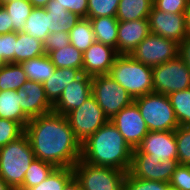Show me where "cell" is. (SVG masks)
Here are the masks:
<instances>
[{
	"instance_id": "cell-1",
	"label": "cell",
	"mask_w": 190,
	"mask_h": 190,
	"mask_svg": "<svg viewBox=\"0 0 190 190\" xmlns=\"http://www.w3.org/2000/svg\"><path fill=\"white\" fill-rule=\"evenodd\" d=\"M25 134L37 159L68 168L81 159V143L64 115L51 112L33 117L25 127Z\"/></svg>"
},
{
	"instance_id": "cell-2",
	"label": "cell",
	"mask_w": 190,
	"mask_h": 190,
	"mask_svg": "<svg viewBox=\"0 0 190 190\" xmlns=\"http://www.w3.org/2000/svg\"><path fill=\"white\" fill-rule=\"evenodd\" d=\"M133 149L118 129L108 121L81 144V160L96 166L128 172Z\"/></svg>"
},
{
	"instance_id": "cell-3",
	"label": "cell",
	"mask_w": 190,
	"mask_h": 190,
	"mask_svg": "<svg viewBox=\"0 0 190 190\" xmlns=\"http://www.w3.org/2000/svg\"><path fill=\"white\" fill-rule=\"evenodd\" d=\"M35 158L30 141L24 133L0 148V177L13 190H17L23 184L25 173Z\"/></svg>"
},
{
	"instance_id": "cell-4",
	"label": "cell",
	"mask_w": 190,
	"mask_h": 190,
	"mask_svg": "<svg viewBox=\"0 0 190 190\" xmlns=\"http://www.w3.org/2000/svg\"><path fill=\"white\" fill-rule=\"evenodd\" d=\"M107 75L133 99L153 93L152 67L134 60L130 55H119Z\"/></svg>"
},
{
	"instance_id": "cell-5",
	"label": "cell",
	"mask_w": 190,
	"mask_h": 190,
	"mask_svg": "<svg viewBox=\"0 0 190 190\" xmlns=\"http://www.w3.org/2000/svg\"><path fill=\"white\" fill-rule=\"evenodd\" d=\"M149 131H174L179 127L168 95L150 93L134 99Z\"/></svg>"
},
{
	"instance_id": "cell-6",
	"label": "cell",
	"mask_w": 190,
	"mask_h": 190,
	"mask_svg": "<svg viewBox=\"0 0 190 190\" xmlns=\"http://www.w3.org/2000/svg\"><path fill=\"white\" fill-rule=\"evenodd\" d=\"M81 190H123L127 172L105 166H96L81 159L72 168Z\"/></svg>"
},
{
	"instance_id": "cell-7",
	"label": "cell",
	"mask_w": 190,
	"mask_h": 190,
	"mask_svg": "<svg viewBox=\"0 0 190 190\" xmlns=\"http://www.w3.org/2000/svg\"><path fill=\"white\" fill-rule=\"evenodd\" d=\"M92 95L108 120L134 102L131 95L109 75L92 77Z\"/></svg>"
},
{
	"instance_id": "cell-8",
	"label": "cell",
	"mask_w": 190,
	"mask_h": 190,
	"mask_svg": "<svg viewBox=\"0 0 190 190\" xmlns=\"http://www.w3.org/2000/svg\"><path fill=\"white\" fill-rule=\"evenodd\" d=\"M152 74L154 93L169 95L190 88V70L179 55L152 67Z\"/></svg>"
},
{
	"instance_id": "cell-9",
	"label": "cell",
	"mask_w": 190,
	"mask_h": 190,
	"mask_svg": "<svg viewBox=\"0 0 190 190\" xmlns=\"http://www.w3.org/2000/svg\"><path fill=\"white\" fill-rule=\"evenodd\" d=\"M66 118L75 138L81 144L109 121L93 95L80 107L70 111Z\"/></svg>"
},
{
	"instance_id": "cell-10",
	"label": "cell",
	"mask_w": 190,
	"mask_h": 190,
	"mask_svg": "<svg viewBox=\"0 0 190 190\" xmlns=\"http://www.w3.org/2000/svg\"><path fill=\"white\" fill-rule=\"evenodd\" d=\"M179 53V44L174 40L150 33L130 54L145 65L154 67L174 59Z\"/></svg>"
},
{
	"instance_id": "cell-11",
	"label": "cell",
	"mask_w": 190,
	"mask_h": 190,
	"mask_svg": "<svg viewBox=\"0 0 190 190\" xmlns=\"http://www.w3.org/2000/svg\"><path fill=\"white\" fill-rule=\"evenodd\" d=\"M179 165L178 160H160L133 149L131 166L128 173L143 180L170 182L173 172Z\"/></svg>"
},
{
	"instance_id": "cell-12",
	"label": "cell",
	"mask_w": 190,
	"mask_h": 190,
	"mask_svg": "<svg viewBox=\"0 0 190 190\" xmlns=\"http://www.w3.org/2000/svg\"><path fill=\"white\" fill-rule=\"evenodd\" d=\"M109 121L118 129L132 149L137 148L149 132L139 108L134 102L123 108Z\"/></svg>"
},
{
	"instance_id": "cell-13",
	"label": "cell",
	"mask_w": 190,
	"mask_h": 190,
	"mask_svg": "<svg viewBox=\"0 0 190 190\" xmlns=\"http://www.w3.org/2000/svg\"><path fill=\"white\" fill-rule=\"evenodd\" d=\"M148 22L150 33L174 40L178 44L187 37L185 13L171 14L153 6Z\"/></svg>"
},
{
	"instance_id": "cell-14",
	"label": "cell",
	"mask_w": 190,
	"mask_h": 190,
	"mask_svg": "<svg viewBox=\"0 0 190 190\" xmlns=\"http://www.w3.org/2000/svg\"><path fill=\"white\" fill-rule=\"evenodd\" d=\"M137 149L152 158L164 162L178 160V151L174 131H149Z\"/></svg>"
},
{
	"instance_id": "cell-15",
	"label": "cell",
	"mask_w": 190,
	"mask_h": 190,
	"mask_svg": "<svg viewBox=\"0 0 190 190\" xmlns=\"http://www.w3.org/2000/svg\"><path fill=\"white\" fill-rule=\"evenodd\" d=\"M92 95V77L82 73L63 90L53 105V112L66 116L80 107Z\"/></svg>"
},
{
	"instance_id": "cell-16",
	"label": "cell",
	"mask_w": 190,
	"mask_h": 190,
	"mask_svg": "<svg viewBox=\"0 0 190 190\" xmlns=\"http://www.w3.org/2000/svg\"><path fill=\"white\" fill-rule=\"evenodd\" d=\"M17 94L22 111L30 119L53 112V105L47 99L42 83L27 80Z\"/></svg>"
},
{
	"instance_id": "cell-17",
	"label": "cell",
	"mask_w": 190,
	"mask_h": 190,
	"mask_svg": "<svg viewBox=\"0 0 190 190\" xmlns=\"http://www.w3.org/2000/svg\"><path fill=\"white\" fill-rule=\"evenodd\" d=\"M118 56L115 48L95 41L83 52V73L91 77L107 75Z\"/></svg>"
},
{
	"instance_id": "cell-18",
	"label": "cell",
	"mask_w": 190,
	"mask_h": 190,
	"mask_svg": "<svg viewBox=\"0 0 190 190\" xmlns=\"http://www.w3.org/2000/svg\"><path fill=\"white\" fill-rule=\"evenodd\" d=\"M149 34L148 19L119 22L117 53L119 55H130Z\"/></svg>"
},
{
	"instance_id": "cell-19",
	"label": "cell",
	"mask_w": 190,
	"mask_h": 190,
	"mask_svg": "<svg viewBox=\"0 0 190 190\" xmlns=\"http://www.w3.org/2000/svg\"><path fill=\"white\" fill-rule=\"evenodd\" d=\"M81 74L82 71L76 68H55L53 76L42 83L49 102L54 105L65 87L76 80Z\"/></svg>"
},
{
	"instance_id": "cell-20",
	"label": "cell",
	"mask_w": 190,
	"mask_h": 190,
	"mask_svg": "<svg viewBox=\"0 0 190 190\" xmlns=\"http://www.w3.org/2000/svg\"><path fill=\"white\" fill-rule=\"evenodd\" d=\"M48 12V29L50 33L66 32L69 33L80 20L81 17L67 11L63 6L57 4V1L51 0L45 7Z\"/></svg>"
},
{
	"instance_id": "cell-21",
	"label": "cell",
	"mask_w": 190,
	"mask_h": 190,
	"mask_svg": "<svg viewBox=\"0 0 190 190\" xmlns=\"http://www.w3.org/2000/svg\"><path fill=\"white\" fill-rule=\"evenodd\" d=\"M17 90L0 91V118L18 122L24 129L30 118L22 111Z\"/></svg>"
},
{
	"instance_id": "cell-22",
	"label": "cell",
	"mask_w": 190,
	"mask_h": 190,
	"mask_svg": "<svg viewBox=\"0 0 190 190\" xmlns=\"http://www.w3.org/2000/svg\"><path fill=\"white\" fill-rule=\"evenodd\" d=\"M92 24L95 41L117 50L118 25L116 17L88 18Z\"/></svg>"
},
{
	"instance_id": "cell-23",
	"label": "cell",
	"mask_w": 190,
	"mask_h": 190,
	"mask_svg": "<svg viewBox=\"0 0 190 190\" xmlns=\"http://www.w3.org/2000/svg\"><path fill=\"white\" fill-rule=\"evenodd\" d=\"M154 0H120L116 18L119 22L148 19Z\"/></svg>"
},
{
	"instance_id": "cell-24",
	"label": "cell",
	"mask_w": 190,
	"mask_h": 190,
	"mask_svg": "<svg viewBox=\"0 0 190 190\" xmlns=\"http://www.w3.org/2000/svg\"><path fill=\"white\" fill-rule=\"evenodd\" d=\"M45 54L43 42L24 32L17 33L15 42V64H21L29 59H34Z\"/></svg>"
},
{
	"instance_id": "cell-25",
	"label": "cell",
	"mask_w": 190,
	"mask_h": 190,
	"mask_svg": "<svg viewBox=\"0 0 190 190\" xmlns=\"http://www.w3.org/2000/svg\"><path fill=\"white\" fill-rule=\"evenodd\" d=\"M28 80L43 83L53 76L55 66L48 54L21 63Z\"/></svg>"
},
{
	"instance_id": "cell-26",
	"label": "cell",
	"mask_w": 190,
	"mask_h": 190,
	"mask_svg": "<svg viewBox=\"0 0 190 190\" xmlns=\"http://www.w3.org/2000/svg\"><path fill=\"white\" fill-rule=\"evenodd\" d=\"M2 6L10 16V33L23 32L26 20L34 8L33 5L28 0H12Z\"/></svg>"
},
{
	"instance_id": "cell-27",
	"label": "cell",
	"mask_w": 190,
	"mask_h": 190,
	"mask_svg": "<svg viewBox=\"0 0 190 190\" xmlns=\"http://www.w3.org/2000/svg\"><path fill=\"white\" fill-rule=\"evenodd\" d=\"M48 56L55 68H76L83 73V53L71 44L51 51Z\"/></svg>"
},
{
	"instance_id": "cell-28",
	"label": "cell",
	"mask_w": 190,
	"mask_h": 190,
	"mask_svg": "<svg viewBox=\"0 0 190 190\" xmlns=\"http://www.w3.org/2000/svg\"><path fill=\"white\" fill-rule=\"evenodd\" d=\"M23 32L41 42L50 34L48 29V12L45 8L34 7L26 20Z\"/></svg>"
},
{
	"instance_id": "cell-29",
	"label": "cell",
	"mask_w": 190,
	"mask_h": 190,
	"mask_svg": "<svg viewBox=\"0 0 190 190\" xmlns=\"http://www.w3.org/2000/svg\"><path fill=\"white\" fill-rule=\"evenodd\" d=\"M69 36L70 44L82 53L95 42L92 24L88 18H81V20L70 29Z\"/></svg>"
},
{
	"instance_id": "cell-30",
	"label": "cell",
	"mask_w": 190,
	"mask_h": 190,
	"mask_svg": "<svg viewBox=\"0 0 190 190\" xmlns=\"http://www.w3.org/2000/svg\"><path fill=\"white\" fill-rule=\"evenodd\" d=\"M27 80L21 64L7 63L0 70V91L18 90Z\"/></svg>"
},
{
	"instance_id": "cell-31",
	"label": "cell",
	"mask_w": 190,
	"mask_h": 190,
	"mask_svg": "<svg viewBox=\"0 0 190 190\" xmlns=\"http://www.w3.org/2000/svg\"><path fill=\"white\" fill-rule=\"evenodd\" d=\"M55 168L53 164L35 158L25 173L23 184L17 190H26L37 186L47 179Z\"/></svg>"
},
{
	"instance_id": "cell-32",
	"label": "cell",
	"mask_w": 190,
	"mask_h": 190,
	"mask_svg": "<svg viewBox=\"0 0 190 190\" xmlns=\"http://www.w3.org/2000/svg\"><path fill=\"white\" fill-rule=\"evenodd\" d=\"M179 126L190 125V88L168 95Z\"/></svg>"
},
{
	"instance_id": "cell-33",
	"label": "cell",
	"mask_w": 190,
	"mask_h": 190,
	"mask_svg": "<svg viewBox=\"0 0 190 190\" xmlns=\"http://www.w3.org/2000/svg\"><path fill=\"white\" fill-rule=\"evenodd\" d=\"M74 177L73 169L56 167L43 182L26 190H63L65 185Z\"/></svg>"
},
{
	"instance_id": "cell-34",
	"label": "cell",
	"mask_w": 190,
	"mask_h": 190,
	"mask_svg": "<svg viewBox=\"0 0 190 190\" xmlns=\"http://www.w3.org/2000/svg\"><path fill=\"white\" fill-rule=\"evenodd\" d=\"M120 0H88V18L116 17Z\"/></svg>"
},
{
	"instance_id": "cell-35",
	"label": "cell",
	"mask_w": 190,
	"mask_h": 190,
	"mask_svg": "<svg viewBox=\"0 0 190 190\" xmlns=\"http://www.w3.org/2000/svg\"><path fill=\"white\" fill-rule=\"evenodd\" d=\"M175 138L178 151V163L190 165V125L179 126L175 130Z\"/></svg>"
},
{
	"instance_id": "cell-36",
	"label": "cell",
	"mask_w": 190,
	"mask_h": 190,
	"mask_svg": "<svg viewBox=\"0 0 190 190\" xmlns=\"http://www.w3.org/2000/svg\"><path fill=\"white\" fill-rule=\"evenodd\" d=\"M25 133V129L9 119L0 118V148L18 139Z\"/></svg>"
},
{
	"instance_id": "cell-37",
	"label": "cell",
	"mask_w": 190,
	"mask_h": 190,
	"mask_svg": "<svg viewBox=\"0 0 190 190\" xmlns=\"http://www.w3.org/2000/svg\"><path fill=\"white\" fill-rule=\"evenodd\" d=\"M169 188L170 185L167 182L143 180L132 177L127 172L123 190H168Z\"/></svg>"
},
{
	"instance_id": "cell-38",
	"label": "cell",
	"mask_w": 190,
	"mask_h": 190,
	"mask_svg": "<svg viewBox=\"0 0 190 190\" xmlns=\"http://www.w3.org/2000/svg\"><path fill=\"white\" fill-rule=\"evenodd\" d=\"M15 42H17V32L0 35V57L6 63H15Z\"/></svg>"
},
{
	"instance_id": "cell-39",
	"label": "cell",
	"mask_w": 190,
	"mask_h": 190,
	"mask_svg": "<svg viewBox=\"0 0 190 190\" xmlns=\"http://www.w3.org/2000/svg\"><path fill=\"white\" fill-rule=\"evenodd\" d=\"M169 185L176 190H190V165H178L172 174Z\"/></svg>"
},
{
	"instance_id": "cell-40",
	"label": "cell",
	"mask_w": 190,
	"mask_h": 190,
	"mask_svg": "<svg viewBox=\"0 0 190 190\" xmlns=\"http://www.w3.org/2000/svg\"><path fill=\"white\" fill-rule=\"evenodd\" d=\"M68 44H70L69 33L62 31L50 33L43 41L45 54H49L56 49L64 48Z\"/></svg>"
},
{
	"instance_id": "cell-41",
	"label": "cell",
	"mask_w": 190,
	"mask_h": 190,
	"mask_svg": "<svg viewBox=\"0 0 190 190\" xmlns=\"http://www.w3.org/2000/svg\"><path fill=\"white\" fill-rule=\"evenodd\" d=\"M189 0H154L153 6L163 12L178 14L185 13Z\"/></svg>"
},
{
	"instance_id": "cell-42",
	"label": "cell",
	"mask_w": 190,
	"mask_h": 190,
	"mask_svg": "<svg viewBox=\"0 0 190 190\" xmlns=\"http://www.w3.org/2000/svg\"><path fill=\"white\" fill-rule=\"evenodd\" d=\"M67 11L78 15L81 18H88V0H55Z\"/></svg>"
},
{
	"instance_id": "cell-43",
	"label": "cell",
	"mask_w": 190,
	"mask_h": 190,
	"mask_svg": "<svg viewBox=\"0 0 190 190\" xmlns=\"http://www.w3.org/2000/svg\"><path fill=\"white\" fill-rule=\"evenodd\" d=\"M178 55L183 59L185 64L190 70V36H187L180 44H179V53Z\"/></svg>"
},
{
	"instance_id": "cell-44",
	"label": "cell",
	"mask_w": 190,
	"mask_h": 190,
	"mask_svg": "<svg viewBox=\"0 0 190 190\" xmlns=\"http://www.w3.org/2000/svg\"><path fill=\"white\" fill-rule=\"evenodd\" d=\"M10 33V16L5 8L0 5V35Z\"/></svg>"
},
{
	"instance_id": "cell-45",
	"label": "cell",
	"mask_w": 190,
	"mask_h": 190,
	"mask_svg": "<svg viewBox=\"0 0 190 190\" xmlns=\"http://www.w3.org/2000/svg\"><path fill=\"white\" fill-rule=\"evenodd\" d=\"M63 190H81L78 181L73 177L63 188Z\"/></svg>"
},
{
	"instance_id": "cell-46",
	"label": "cell",
	"mask_w": 190,
	"mask_h": 190,
	"mask_svg": "<svg viewBox=\"0 0 190 190\" xmlns=\"http://www.w3.org/2000/svg\"><path fill=\"white\" fill-rule=\"evenodd\" d=\"M185 20H186V32L187 36H190V0L185 11Z\"/></svg>"
},
{
	"instance_id": "cell-47",
	"label": "cell",
	"mask_w": 190,
	"mask_h": 190,
	"mask_svg": "<svg viewBox=\"0 0 190 190\" xmlns=\"http://www.w3.org/2000/svg\"><path fill=\"white\" fill-rule=\"evenodd\" d=\"M33 7L44 8L51 0H28Z\"/></svg>"
},
{
	"instance_id": "cell-48",
	"label": "cell",
	"mask_w": 190,
	"mask_h": 190,
	"mask_svg": "<svg viewBox=\"0 0 190 190\" xmlns=\"http://www.w3.org/2000/svg\"><path fill=\"white\" fill-rule=\"evenodd\" d=\"M0 190H13V189L0 177Z\"/></svg>"
},
{
	"instance_id": "cell-49",
	"label": "cell",
	"mask_w": 190,
	"mask_h": 190,
	"mask_svg": "<svg viewBox=\"0 0 190 190\" xmlns=\"http://www.w3.org/2000/svg\"><path fill=\"white\" fill-rule=\"evenodd\" d=\"M7 63L5 62V60L0 57V70L6 65Z\"/></svg>"
},
{
	"instance_id": "cell-50",
	"label": "cell",
	"mask_w": 190,
	"mask_h": 190,
	"mask_svg": "<svg viewBox=\"0 0 190 190\" xmlns=\"http://www.w3.org/2000/svg\"><path fill=\"white\" fill-rule=\"evenodd\" d=\"M10 1H12V0H0V5L4 4L6 2H10Z\"/></svg>"
}]
</instances>
